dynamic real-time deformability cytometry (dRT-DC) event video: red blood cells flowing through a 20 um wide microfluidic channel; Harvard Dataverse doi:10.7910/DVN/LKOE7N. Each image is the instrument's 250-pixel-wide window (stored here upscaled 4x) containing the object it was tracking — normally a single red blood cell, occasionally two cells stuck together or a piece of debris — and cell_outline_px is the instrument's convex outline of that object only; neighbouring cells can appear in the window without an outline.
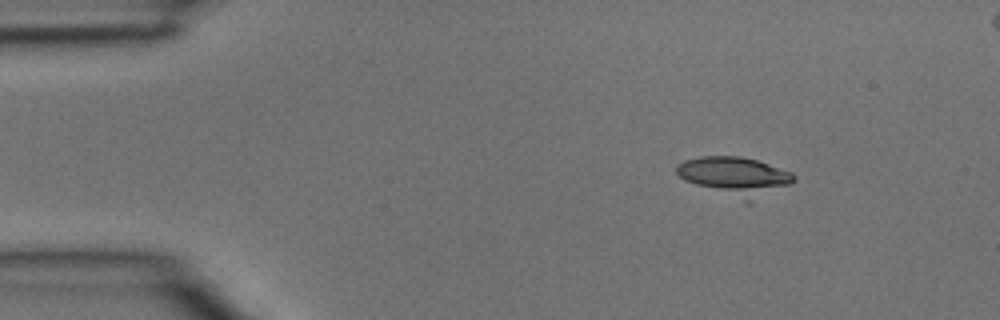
{"species": "common noctule bat (a hibernating species)", "species_latin": "Nyctalus noctula", "temperature_condition": "room temperature", "stored_images_in_passage": 3, "camera_frame_rate_fps": 3000, "um_per_image_px": 0.085, "animal": {"sex": "male", "body_mass_g": 15.6}, "frame": {"image": 1, "passage_image": 1, "time_ms": 0.0, "image_size_px": [1000, 320], "cell_outline_px": [[796, 180], [752, 204], [744, 204], [684, 180], [676, 172], [676, 168], [684, 160], [700, 156], [740, 156], [756, 160], [792, 172], [796, 176]], "centroid_in_image_um": [62.5, 15.03], "position_along_channel_um": 22.5, "area_um2": 26.93}}